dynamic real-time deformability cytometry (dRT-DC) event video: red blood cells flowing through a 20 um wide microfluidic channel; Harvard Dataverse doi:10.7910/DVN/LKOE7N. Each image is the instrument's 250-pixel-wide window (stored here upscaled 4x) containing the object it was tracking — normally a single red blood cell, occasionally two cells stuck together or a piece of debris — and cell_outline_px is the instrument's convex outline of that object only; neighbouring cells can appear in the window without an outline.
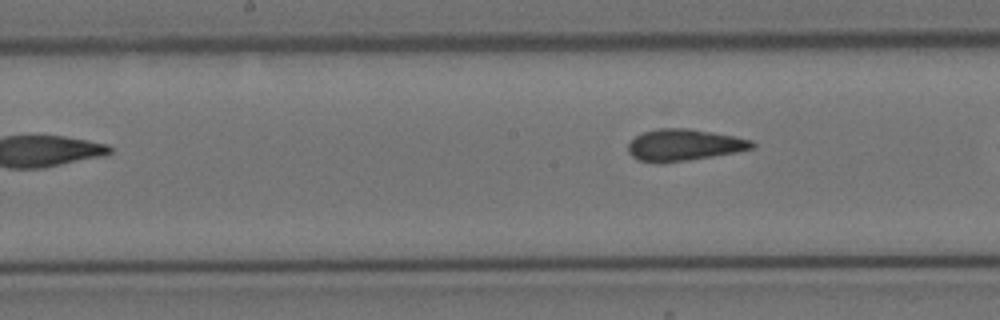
{"species": "Egyptian fruit bat (a non-hibernating species)", "species_latin": "Rousettus aegyptiacus", "temperature_condition": "cold", "stored_images_in_passage": 16, "camera_frame_rate_fps": 3000, "um_per_image_px": 0.085, "animal": {"sex": "female"}, "frame": {"image": 1, "passage_image": 7, "time_ms": 7.333, "image_size_px": [1000, 320], "cell_outline_px": [[756, 148], [736, 152], [688, 160], [640, 160], [632, 156], [628, 152], [628, 144], [636, 136], [644, 132], [656, 128], [688, 128], [712, 132], [752, 140], [756, 144]], "centroid_in_image_um": [58.2, 12.28], "position_along_channel_um": 190.0, "area_um2": 22.2}}
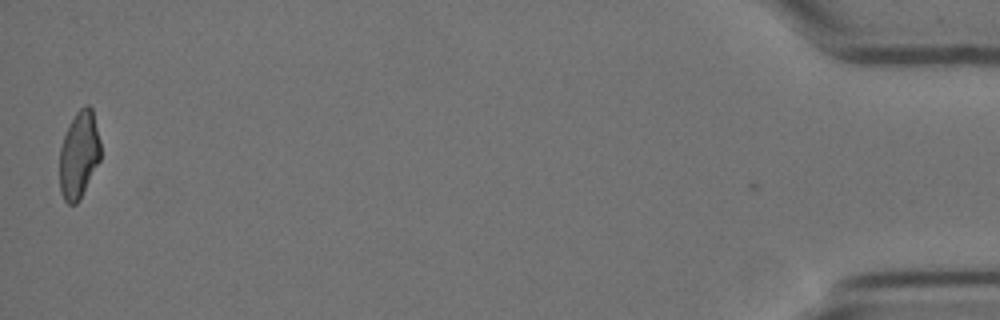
{"frame": {"image": 2, "passage_image": 16, "time_ms": 18.667, "image_size_px": [1000, 320], "cell_outline_px": [[100, 160], [80, 200], [76, 204], [68, 204], [64, 200], [60, 192], [60, 148], [64, 136], [76, 112], [84, 104], [88, 104], [92, 108], [100, 140]], "centroid_in_image_um": [6.72, 13.17], "position_along_channel_um": 428.5, "area_um2": 20.81}, "authors_computed_cell_mechanics": {"area_um2": 23.0333, "velocity_mm_per_s": 3.5102, "shape_relaxation_time_tau1_ms": null, "shape_relaxation_time_tau2_ms": 4.2767, "deformation_change_tau1": null, "deformation_change_tau2": 0.1306}}